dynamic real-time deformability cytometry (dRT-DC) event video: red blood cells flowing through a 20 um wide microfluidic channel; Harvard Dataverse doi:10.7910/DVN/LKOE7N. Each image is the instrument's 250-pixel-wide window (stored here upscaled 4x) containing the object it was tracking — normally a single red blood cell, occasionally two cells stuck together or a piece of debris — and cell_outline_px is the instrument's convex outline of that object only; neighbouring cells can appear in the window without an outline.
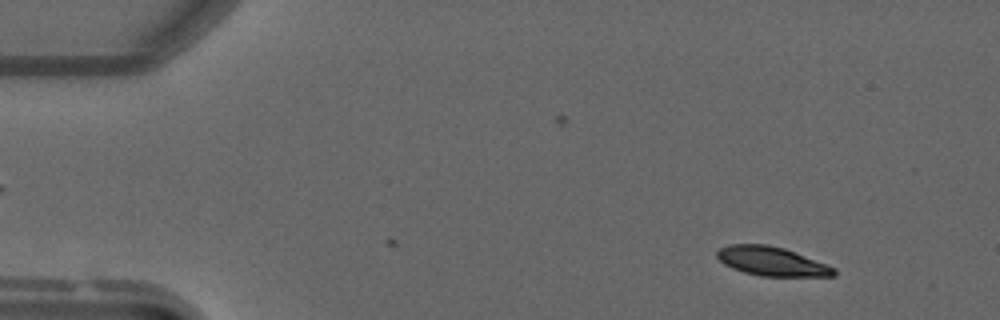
{"species": "common noctule bat (a hibernating species)", "species_latin": "Nyctalus noctula", "temperature_condition": "warm", "stored_images_in_passage": 5, "camera_frame_rate_fps": 3000, "um_per_image_px": 0.085, "animal": {"sex": "male", "forearm_length_mm": 52.5}, "frame": {"image": 1, "passage_image": 5, "time_ms": 1.333, "image_size_px": [1000, 320], "cell_outline_px": [[836, 276], [760, 276], [744, 272], [732, 268], [724, 264], [716, 256], [716, 252], [720, 248], [732, 244], [768, 244], [784, 248], [836, 268]], "centroid_in_image_um": [65.59, 22.21], "position_along_channel_um": 19.4, "area_um2": 19.65}}